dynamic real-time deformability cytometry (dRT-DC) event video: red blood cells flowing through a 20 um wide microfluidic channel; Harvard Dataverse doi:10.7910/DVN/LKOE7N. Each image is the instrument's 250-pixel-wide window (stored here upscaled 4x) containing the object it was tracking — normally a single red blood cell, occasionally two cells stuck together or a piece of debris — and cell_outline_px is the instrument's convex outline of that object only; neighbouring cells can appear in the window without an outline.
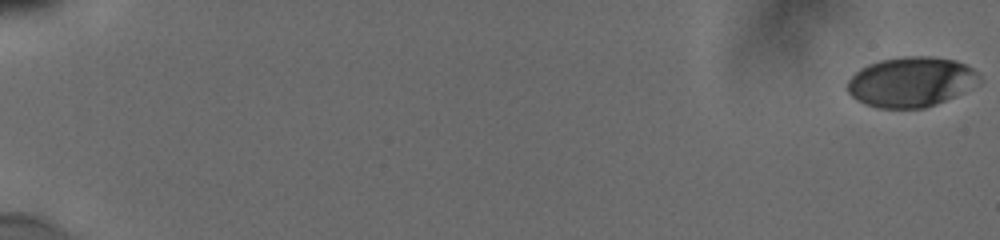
{"species": "human", "species_latin": "Homo sapiens", "temperature_condition": "cold", "stored_images_in_passage": 23, "camera_frame_rate_fps": 3000, "um_per_image_px": 0.085, "donor": {"sex": "male"}, "frame": {"image": 1, "passage_image": 1, "time_ms": 0.0, "image_size_px": [1000, 240], "cell_outline_px": [[984, 80], [980, 84], [964, 92], [936, 104], [924, 108], [876, 108], [864, 104], [856, 100], [848, 92], [848, 80], [860, 68], [868, 64], [880, 60], [900, 56], [932, 56], [956, 60], [980, 72]], "centroid_in_image_um": [77.49, 6.95], "position_along_channel_um": 7.5, "area_um2": 39.02}}
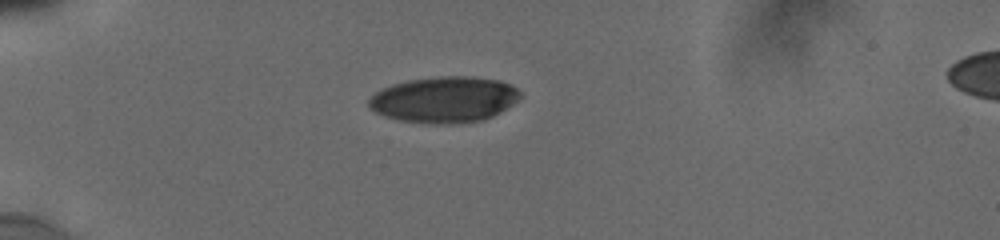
{"frame": {"image": 2, "passage_image": 15, "time_ms": 5.667, "image_size_px": [1000, 240], "cell_outline_px": [[524, 96], [500, 112], [484, 120], [456, 124], [436, 124], [396, 120], [384, 116], [368, 108], [368, 100], [376, 92], [392, 84], [408, 80], [436, 76], [472, 76], [500, 80], [512, 84]], "centroid_in_image_um": [37.78, 8.46], "position_along_channel_um": 47.2, "area_um2": 41.04}}
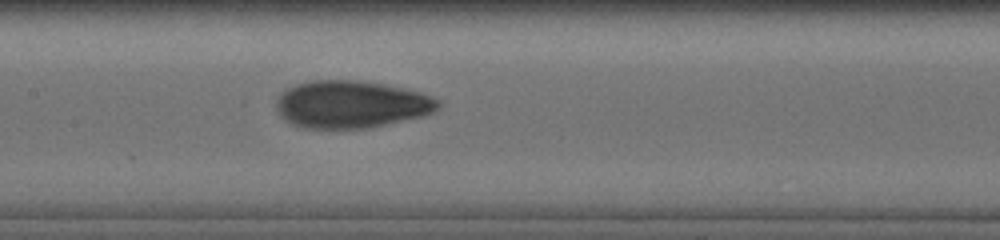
{"frame": {"image": 3, "passage_image": 23, "time_ms": 10.0, "image_size_px": [1000, 240], "cell_outline_px": [[440, 108], [424, 116], [372, 128], [304, 128], [292, 124], [284, 120], [280, 116], [276, 108], [276, 100], [280, 92], [284, 88], [296, 84], [312, 80], [356, 80], [384, 84], [420, 92], [440, 100]], "centroid_in_image_um": [29.83, 8.87], "position_along_channel_um": 177.6, "area_um2": 45.2}}